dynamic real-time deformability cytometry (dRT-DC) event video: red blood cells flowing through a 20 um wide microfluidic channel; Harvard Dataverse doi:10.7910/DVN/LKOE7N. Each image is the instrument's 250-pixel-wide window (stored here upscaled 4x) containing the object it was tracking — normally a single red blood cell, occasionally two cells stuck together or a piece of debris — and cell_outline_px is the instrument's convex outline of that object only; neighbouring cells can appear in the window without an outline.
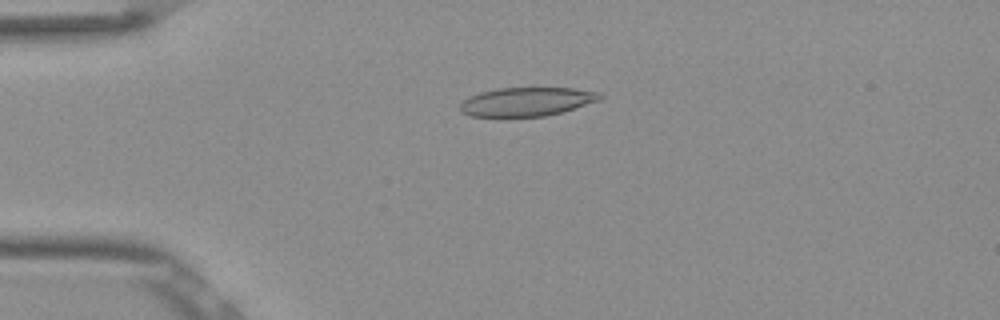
{"species": "Egyptian fruit bat (a non-hibernating species)", "species_latin": "Rousettus aegyptiacus", "temperature_condition": "room temperature", "stored_images_in_passage": 53, "camera_frame_rate_fps": 3000, "um_per_image_px": 0.085, "frame": {"image": 1, "passage_image": 13, "time_ms": 4.0, "image_size_px": [1000, 320], "cell_outline_px": [[604, 96], [600, 100], [560, 112], [544, 116], [472, 116], [460, 112], [460, 104], [464, 100], [480, 92], [496, 88], [572, 88], [600, 92]], "centroid_in_image_um": [44.78, 8.63], "position_along_channel_um": 40.2, "area_um2": 23.18}}
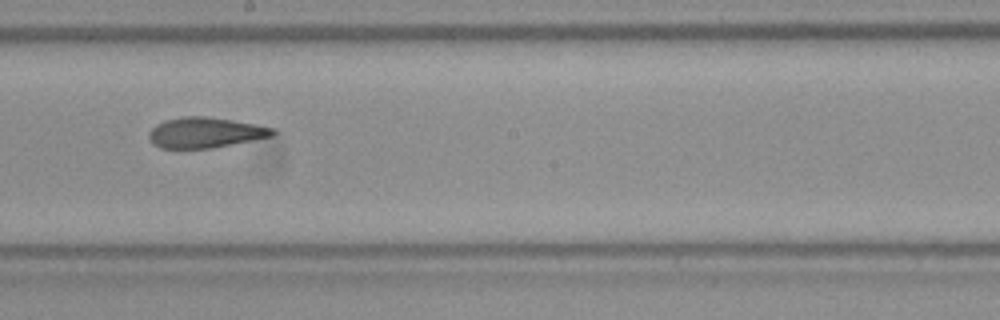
{"frame": {"image": 2, "passage_image": 30, "time_ms": 9.667, "image_size_px": [1000, 320], "cell_outline_px": [[280, 132], [276, 136], [232, 144], [208, 148], [160, 148], [152, 144], [148, 136], [148, 132], [156, 124], [164, 120], [184, 116], [204, 116], [232, 120], [256, 124], [276, 128]], "centroid_in_image_um": [17.49, 11.26], "position_along_channel_um": 230.7, "area_um2": 22.25}}
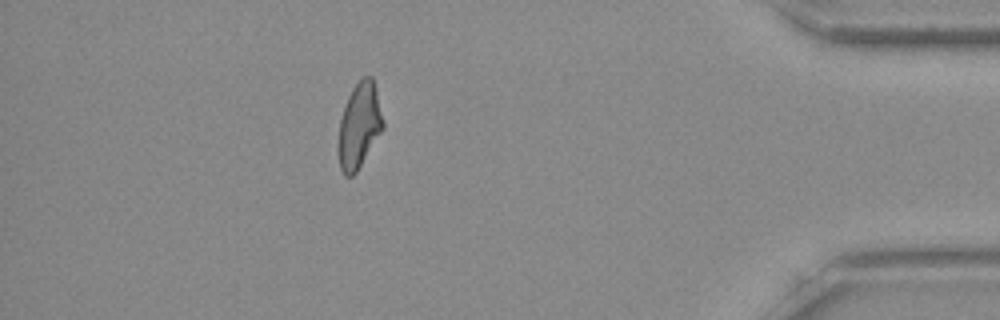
{"frame": {"image": 3, "passage_image": 47, "time_ms": 15.333, "image_size_px": [1000, 320], "cell_outline_px": [[384, 128], [356, 172], [352, 176], [344, 176], [340, 168], [336, 148], [340, 120], [348, 96], [352, 88], [364, 76], [372, 76], [384, 124]], "centroid_in_image_um": [30.5, 10.72], "position_along_channel_um": 404.7, "area_um2": 22.14}, "authors_computed_cell_mechanics": {"area_um2": 22.831, "velocity_mm_per_s": 3.8662, "shape_relaxation_time_tau1_ms": null, "shape_relaxation_time_tau2_ms": 2.5771, "deformation_change_tau1": null, "deformation_change_tau2": 0.112}}